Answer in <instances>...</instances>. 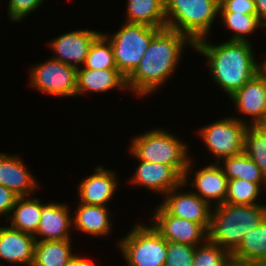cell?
Listing matches in <instances>:
<instances>
[{"label":"cell","mask_w":266,"mask_h":266,"mask_svg":"<svg viewBox=\"0 0 266 266\" xmlns=\"http://www.w3.org/2000/svg\"><path fill=\"white\" fill-rule=\"evenodd\" d=\"M186 43L194 47L186 35L167 27L160 29L149 43L139 65L126 78L127 88L138 96L157 90L176 70Z\"/></svg>","instance_id":"1"},{"label":"cell","mask_w":266,"mask_h":266,"mask_svg":"<svg viewBox=\"0 0 266 266\" xmlns=\"http://www.w3.org/2000/svg\"><path fill=\"white\" fill-rule=\"evenodd\" d=\"M203 38L193 49L208 60L214 82L231 97L258 74V63L250 41H226L213 45Z\"/></svg>","instance_id":"2"},{"label":"cell","mask_w":266,"mask_h":266,"mask_svg":"<svg viewBox=\"0 0 266 266\" xmlns=\"http://www.w3.org/2000/svg\"><path fill=\"white\" fill-rule=\"evenodd\" d=\"M215 210V211H214ZM211 211L208 239L231 254L247 232L266 218V205H234L223 203Z\"/></svg>","instance_id":"3"},{"label":"cell","mask_w":266,"mask_h":266,"mask_svg":"<svg viewBox=\"0 0 266 266\" xmlns=\"http://www.w3.org/2000/svg\"><path fill=\"white\" fill-rule=\"evenodd\" d=\"M187 150L186 143H182L173 133L157 128L134 137L129 151L138 160L172 166L187 184L188 173L192 167Z\"/></svg>","instance_id":"4"},{"label":"cell","mask_w":266,"mask_h":266,"mask_svg":"<svg viewBox=\"0 0 266 266\" xmlns=\"http://www.w3.org/2000/svg\"><path fill=\"white\" fill-rule=\"evenodd\" d=\"M166 27L193 43L206 38L217 14L219 0H164Z\"/></svg>","instance_id":"5"},{"label":"cell","mask_w":266,"mask_h":266,"mask_svg":"<svg viewBox=\"0 0 266 266\" xmlns=\"http://www.w3.org/2000/svg\"><path fill=\"white\" fill-rule=\"evenodd\" d=\"M162 28L126 22L113 36L108 37L117 69L127 78L139 65L149 43Z\"/></svg>","instance_id":"6"},{"label":"cell","mask_w":266,"mask_h":266,"mask_svg":"<svg viewBox=\"0 0 266 266\" xmlns=\"http://www.w3.org/2000/svg\"><path fill=\"white\" fill-rule=\"evenodd\" d=\"M128 266H164L167 241L153 227L137 224L118 242Z\"/></svg>","instance_id":"7"},{"label":"cell","mask_w":266,"mask_h":266,"mask_svg":"<svg viewBox=\"0 0 266 266\" xmlns=\"http://www.w3.org/2000/svg\"><path fill=\"white\" fill-rule=\"evenodd\" d=\"M240 119L224 118L201 128L198 132L219 164L222 159L240 154L245 150V135L249 123Z\"/></svg>","instance_id":"8"},{"label":"cell","mask_w":266,"mask_h":266,"mask_svg":"<svg viewBox=\"0 0 266 266\" xmlns=\"http://www.w3.org/2000/svg\"><path fill=\"white\" fill-rule=\"evenodd\" d=\"M77 68L56 59L35 65L30 71V83L39 91L60 97L76 96Z\"/></svg>","instance_id":"9"},{"label":"cell","mask_w":266,"mask_h":266,"mask_svg":"<svg viewBox=\"0 0 266 266\" xmlns=\"http://www.w3.org/2000/svg\"><path fill=\"white\" fill-rule=\"evenodd\" d=\"M153 216V227L167 242L197 246L208 239V231L201 224L170 215L161 205Z\"/></svg>","instance_id":"10"},{"label":"cell","mask_w":266,"mask_h":266,"mask_svg":"<svg viewBox=\"0 0 266 266\" xmlns=\"http://www.w3.org/2000/svg\"><path fill=\"white\" fill-rule=\"evenodd\" d=\"M100 34L101 32L83 29L56 37L49 43L56 54L53 59L80 68V64L85 63L91 44Z\"/></svg>","instance_id":"11"},{"label":"cell","mask_w":266,"mask_h":266,"mask_svg":"<svg viewBox=\"0 0 266 266\" xmlns=\"http://www.w3.org/2000/svg\"><path fill=\"white\" fill-rule=\"evenodd\" d=\"M172 189L165 194L166 199L160 205L170 214L201 224L207 231L210 227L211 205L193 192H177Z\"/></svg>","instance_id":"12"},{"label":"cell","mask_w":266,"mask_h":266,"mask_svg":"<svg viewBox=\"0 0 266 266\" xmlns=\"http://www.w3.org/2000/svg\"><path fill=\"white\" fill-rule=\"evenodd\" d=\"M135 174L131 177V184L144 186L153 192L167 194L174 188L185 186L184 178L172 167L161 163L139 160Z\"/></svg>","instance_id":"13"},{"label":"cell","mask_w":266,"mask_h":266,"mask_svg":"<svg viewBox=\"0 0 266 266\" xmlns=\"http://www.w3.org/2000/svg\"><path fill=\"white\" fill-rule=\"evenodd\" d=\"M239 112L252 116L250 125L266 121V80L256 74L231 97Z\"/></svg>","instance_id":"14"},{"label":"cell","mask_w":266,"mask_h":266,"mask_svg":"<svg viewBox=\"0 0 266 266\" xmlns=\"http://www.w3.org/2000/svg\"><path fill=\"white\" fill-rule=\"evenodd\" d=\"M35 236L12 227H0V258L11 263L32 266Z\"/></svg>","instance_id":"15"},{"label":"cell","mask_w":266,"mask_h":266,"mask_svg":"<svg viewBox=\"0 0 266 266\" xmlns=\"http://www.w3.org/2000/svg\"><path fill=\"white\" fill-rule=\"evenodd\" d=\"M117 179L114 171L102 166L96 167L94 174L83 179L78 186L81 203L106 206L117 190Z\"/></svg>","instance_id":"16"},{"label":"cell","mask_w":266,"mask_h":266,"mask_svg":"<svg viewBox=\"0 0 266 266\" xmlns=\"http://www.w3.org/2000/svg\"><path fill=\"white\" fill-rule=\"evenodd\" d=\"M22 162L19 156L0 152V184L19 197L29 196L37 188L36 180Z\"/></svg>","instance_id":"17"},{"label":"cell","mask_w":266,"mask_h":266,"mask_svg":"<svg viewBox=\"0 0 266 266\" xmlns=\"http://www.w3.org/2000/svg\"><path fill=\"white\" fill-rule=\"evenodd\" d=\"M194 177L191 186L193 189H198L197 192H194L195 194L209 205L212 203L211 200H216V202H214L216 205L213 206L225 203L229 180L219 163L216 162V164L203 167L195 173Z\"/></svg>","instance_id":"18"},{"label":"cell","mask_w":266,"mask_h":266,"mask_svg":"<svg viewBox=\"0 0 266 266\" xmlns=\"http://www.w3.org/2000/svg\"><path fill=\"white\" fill-rule=\"evenodd\" d=\"M69 207L58 203L42 204V213L37 232L36 241L69 240V229L73 223ZM39 235L40 240L36 238Z\"/></svg>","instance_id":"19"},{"label":"cell","mask_w":266,"mask_h":266,"mask_svg":"<svg viewBox=\"0 0 266 266\" xmlns=\"http://www.w3.org/2000/svg\"><path fill=\"white\" fill-rule=\"evenodd\" d=\"M128 89L126 77L118 69L78 68L76 95L84 92H105L111 89Z\"/></svg>","instance_id":"20"},{"label":"cell","mask_w":266,"mask_h":266,"mask_svg":"<svg viewBox=\"0 0 266 266\" xmlns=\"http://www.w3.org/2000/svg\"><path fill=\"white\" fill-rule=\"evenodd\" d=\"M237 263L266 266V218L247 232L238 248L232 253Z\"/></svg>","instance_id":"21"},{"label":"cell","mask_w":266,"mask_h":266,"mask_svg":"<svg viewBox=\"0 0 266 266\" xmlns=\"http://www.w3.org/2000/svg\"><path fill=\"white\" fill-rule=\"evenodd\" d=\"M76 215L73 217L74 227L93 236H105L111 230L109 212L106 206L87 205L79 203Z\"/></svg>","instance_id":"22"},{"label":"cell","mask_w":266,"mask_h":266,"mask_svg":"<svg viewBox=\"0 0 266 266\" xmlns=\"http://www.w3.org/2000/svg\"><path fill=\"white\" fill-rule=\"evenodd\" d=\"M127 21L150 27L165 28L164 0H128Z\"/></svg>","instance_id":"23"},{"label":"cell","mask_w":266,"mask_h":266,"mask_svg":"<svg viewBox=\"0 0 266 266\" xmlns=\"http://www.w3.org/2000/svg\"><path fill=\"white\" fill-rule=\"evenodd\" d=\"M42 202L37 198L28 196L18 197L8 217L11 220L10 227L34 235L39 227Z\"/></svg>","instance_id":"24"},{"label":"cell","mask_w":266,"mask_h":266,"mask_svg":"<svg viewBox=\"0 0 266 266\" xmlns=\"http://www.w3.org/2000/svg\"><path fill=\"white\" fill-rule=\"evenodd\" d=\"M71 239L36 241L32 266H67L75 256Z\"/></svg>","instance_id":"25"},{"label":"cell","mask_w":266,"mask_h":266,"mask_svg":"<svg viewBox=\"0 0 266 266\" xmlns=\"http://www.w3.org/2000/svg\"><path fill=\"white\" fill-rule=\"evenodd\" d=\"M224 174L228 180L243 179L256 184H266V177L258 165L243 151L240 154L222 159Z\"/></svg>","instance_id":"26"},{"label":"cell","mask_w":266,"mask_h":266,"mask_svg":"<svg viewBox=\"0 0 266 266\" xmlns=\"http://www.w3.org/2000/svg\"><path fill=\"white\" fill-rule=\"evenodd\" d=\"M225 27L234 35L229 41H249L246 36L254 33L258 27H262L257 14H243L235 12H219Z\"/></svg>","instance_id":"27"},{"label":"cell","mask_w":266,"mask_h":266,"mask_svg":"<svg viewBox=\"0 0 266 266\" xmlns=\"http://www.w3.org/2000/svg\"><path fill=\"white\" fill-rule=\"evenodd\" d=\"M83 68L117 69L110 41L101 33L91 44Z\"/></svg>","instance_id":"28"},{"label":"cell","mask_w":266,"mask_h":266,"mask_svg":"<svg viewBox=\"0 0 266 266\" xmlns=\"http://www.w3.org/2000/svg\"><path fill=\"white\" fill-rule=\"evenodd\" d=\"M244 152L258 165L266 177V129L262 125L248 126Z\"/></svg>","instance_id":"29"},{"label":"cell","mask_w":266,"mask_h":266,"mask_svg":"<svg viewBox=\"0 0 266 266\" xmlns=\"http://www.w3.org/2000/svg\"><path fill=\"white\" fill-rule=\"evenodd\" d=\"M262 184H256L243 179H232L228 183L225 203L234 205H257Z\"/></svg>","instance_id":"30"},{"label":"cell","mask_w":266,"mask_h":266,"mask_svg":"<svg viewBox=\"0 0 266 266\" xmlns=\"http://www.w3.org/2000/svg\"><path fill=\"white\" fill-rule=\"evenodd\" d=\"M201 245L195 246L193 266H229L233 261L230 252L209 239Z\"/></svg>","instance_id":"31"},{"label":"cell","mask_w":266,"mask_h":266,"mask_svg":"<svg viewBox=\"0 0 266 266\" xmlns=\"http://www.w3.org/2000/svg\"><path fill=\"white\" fill-rule=\"evenodd\" d=\"M195 246L167 242L164 266H193Z\"/></svg>","instance_id":"32"},{"label":"cell","mask_w":266,"mask_h":266,"mask_svg":"<svg viewBox=\"0 0 266 266\" xmlns=\"http://www.w3.org/2000/svg\"><path fill=\"white\" fill-rule=\"evenodd\" d=\"M44 0H9L8 16L11 21H20L38 8Z\"/></svg>","instance_id":"33"},{"label":"cell","mask_w":266,"mask_h":266,"mask_svg":"<svg viewBox=\"0 0 266 266\" xmlns=\"http://www.w3.org/2000/svg\"><path fill=\"white\" fill-rule=\"evenodd\" d=\"M219 12L256 14L255 0H220Z\"/></svg>","instance_id":"34"},{"label":"cell","mask_w":266,"mask_h":266,"mask_svg":"<svg viewBox=\"0 0 266 266\" xmlns=\"http://www.w3.org/2000/svg\"><path fill=\"white\" fill-rule=\"evenodd\" d=\"M18 197L13 191L0 184V216H7L6 222Z\"/></svg>","instance_id":"35"},{"label":"cell","mask_w":266,"mask_h":266,"mask_svg":"<svg viewBox=\"0 0 266 266\" xmlns=\"http://www.w3.org/2000/svg\"><path fill=\"white\" fill-rule=\"evenodd\" d=\"M256 14L262 25H266V0H255Z\"/></svg>","instance_id":"36"},{"label":"cell","mask_w":266,"mask_h":266,"mask_svg":"<svg viewBox=\"0 0 266 266\" xmlns=\"http://www.w3.org/2000/svg\"><path fill=\"white\" fill-rule=\"evenodd\" d=\"M67 266H96L89 260L80 257L79 255L75 256L69 261Z\"/></svg>","instance_id":"37"},{"label":"cell","mask_w":266,"mask_h":266,"mask_svg":"<svg viewBox=\"0 0 266 266\" xmlns=\"http://www.w3.org/2000/svg\"><path fill=\"white\" fill-rule=\"evenodd\" d=\"M258 74L266 80V59L258 65Z\"/></svg>","instance_id":"38"},{"label":"cell","mask_w":266,"mask_h":266,"mask_svg":"<svg viewBox=\"0 0 266 266\" xmlns=\"http://www.w3.org/2000/svg\"><path fill=\"white\" fill-rule=\"evenodd\" d=\"M229 266H255V265L237 263V262L232 261Z\"/></svg>","instance_id":"39"},{"label":"cell","mask_w":266,"mask_h":266,"mask_svg":"<svg viewBox=\"0 0 266 266\" xmlns=\"http://www.w3.org/2000/svg\"><path fill=\"white\" fill-rule=\"evenodd\" d=\"M262 126L266 129V121L262 124Z\"/></svg>","instance_id":"40"}]
</instances>
